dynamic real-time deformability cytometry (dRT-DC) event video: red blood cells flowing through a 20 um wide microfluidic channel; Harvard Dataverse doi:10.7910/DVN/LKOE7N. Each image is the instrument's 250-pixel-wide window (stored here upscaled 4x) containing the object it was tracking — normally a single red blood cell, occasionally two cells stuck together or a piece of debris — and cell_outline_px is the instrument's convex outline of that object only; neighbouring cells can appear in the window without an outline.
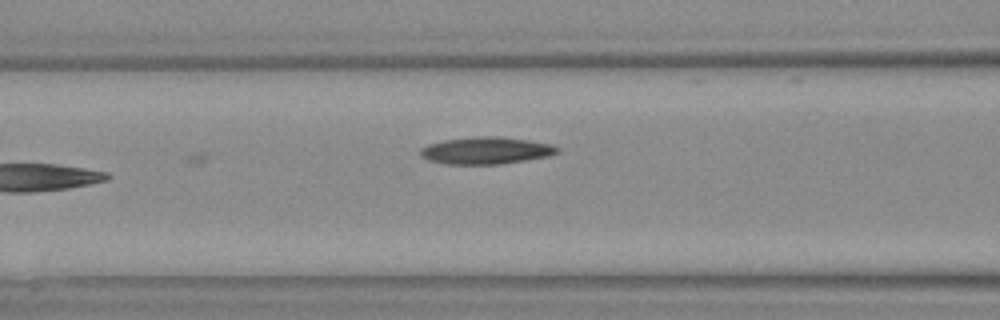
{"species": "Egyptian fruit bat (a non-hibernating species)", "species_latin": "Rousettus aegyptiacus", "temperature_condition": "warm", "stored_images_in_passage": 3, "camera_frame_rate_fps": 3000, "um_per_image_px": 0.085, "animal": {"sex": "female"}, "frame": {"image": 1, "passage_image": 3, "time_ms": 2.333, "image_size_px": [1000, 320], "cell_outline_px": [[560, 152], [548, 156], [500, 164], [448, 164], [428, 160], [420, 156], [420, 148], [428, 144], [444, 140], [476, 136], [500, 136], [528, 140], [552, 144], [560, 148]], "centroid_in_image_um": [41.31, 12.79], "position_along_channel_um": 125.3, "area_um2": 21.68}}